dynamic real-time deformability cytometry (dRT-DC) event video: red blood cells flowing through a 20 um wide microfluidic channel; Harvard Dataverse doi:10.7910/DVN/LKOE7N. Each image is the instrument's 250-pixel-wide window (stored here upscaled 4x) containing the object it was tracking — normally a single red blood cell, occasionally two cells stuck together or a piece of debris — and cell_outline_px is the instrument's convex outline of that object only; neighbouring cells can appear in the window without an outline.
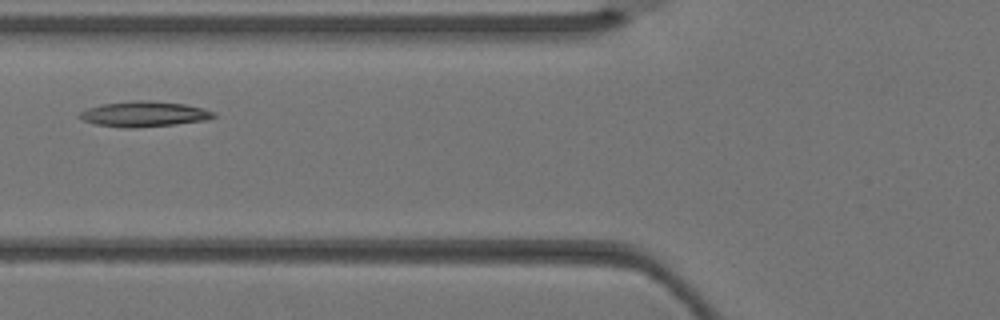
{"species": "Egyptian fruit bat (a non-hibernating species)", "species_latin": "Rousettus aegyptiacus", "temperature_condition": "warm", "stored_images_in_passage": 3, "camera_frame_rate_fps": 3000, "um_per_image_px": 0.085, "animal": {"sex": "female"}, "frame": {"image": 1, "passage_image": 3, "time_ms": 0.667, "image_size_px": [1000, 320], "cell_outline_px": [[216, 116], [208, 120], [176, 124], [136, 128], [124, 128], [96, 124], [84, 120], [76, 116], [80, 112], [88, 108], [100, 104], [132, 100], [148, 100], [184, 104], [204, 108], [216, 112]], "centroid_in_image_um": [12.26, 9.69], "position_along_channel_um": 113.5, "area_um2": 20.06}}